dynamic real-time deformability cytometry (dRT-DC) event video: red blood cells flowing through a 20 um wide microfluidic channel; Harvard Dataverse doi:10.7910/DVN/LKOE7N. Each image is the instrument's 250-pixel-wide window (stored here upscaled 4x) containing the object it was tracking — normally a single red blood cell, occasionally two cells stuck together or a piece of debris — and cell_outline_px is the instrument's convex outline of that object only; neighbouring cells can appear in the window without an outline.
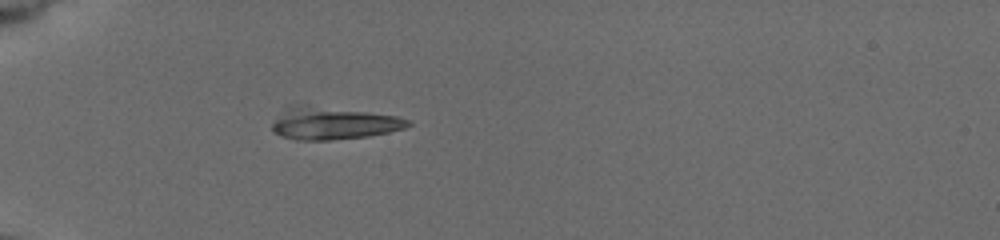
{"species": "common noctule bat (a hibernating species)", "species_latin": "Nyctalus noctula", "temperature_condition": "cold", "stored_images_in_passage": 40, "camera_frame_rate_fps": 3000, "um_per_image_px": 0.085, "animal": {"sex": "female", "body_mass_g": 19.5, "forearm_length_mm": 54.1}, "frame": {"image": 1, "passage_image": 1, "time_ms": 0.0, "image_size_px": [1000, 240], "cell_outline_px": [[412, 124], [404, 128], [388, 132], [368, 136], [328, 140], [296, 140], [284, 136], [276, 132], [272, 128], [272, 124], [288, 104], [296, 104], [364, 112], [396, 116], [408, 120]], "centroid_in_image_um": [28.29, 10.48], "position_along_channel_um": 56.7, "area_um2": 25.03}}
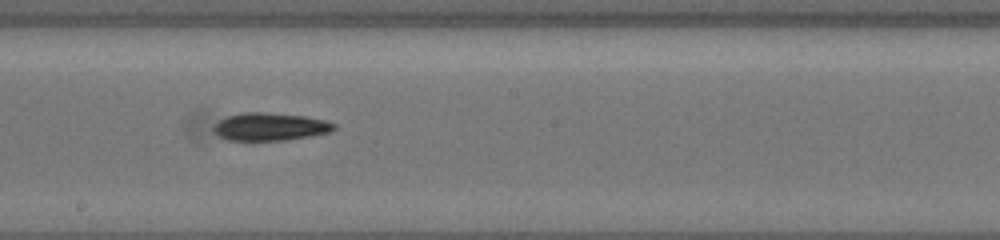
{"frame": {"image": 2, "passage_image": 22, "time_ms": 5.0, "image_size_px": [1000, 240], "cell_outline_px": [[336, 128], [328, 132], [308, 136], [284, 140], [192, 140], [188, 136], [188, 116], [200, 108], [264, 112], [304, 116], [324, 120], [336, 124]], "centroid_in_image_um": [21.45, 10.68], "position_along_channel_um": 226.8, "area_um2": 26.7}}
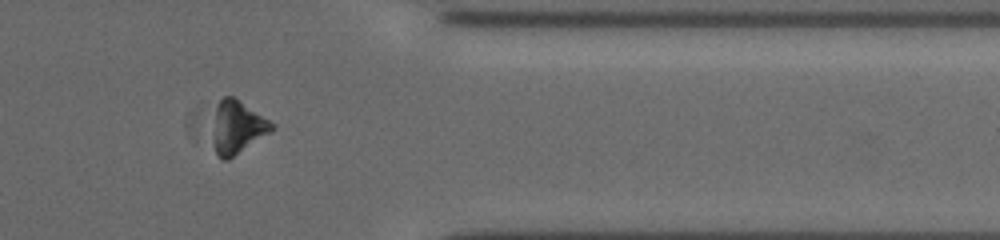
{"frame": {"image": 3, "passage_image": 38, "time_ms": 9.667, "image_size_px": [1000, 240], "cell_outline_px": [[276, 128], [228, 160], [220, 160], [216, 156], [216, 104], [224, 96], [232, 96], [276, 124]], "centroid_in_image_um": [20.24, 10.82], "position_along_channel_um": 391.2, "area_um2": 17.46}}